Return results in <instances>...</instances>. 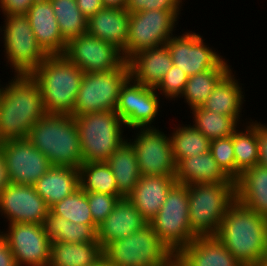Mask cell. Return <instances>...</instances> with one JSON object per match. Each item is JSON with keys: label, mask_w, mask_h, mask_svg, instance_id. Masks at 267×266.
<instances>
[{"label": "cell", "mask_w": 267, "mask_h": 266, "mask_svg": "<svg viewBox=\"0 0 267 266\" xmlns=\"http://www.w3.org/2000/svg\"><path fill=\"white\" fill-rule=\"evenodd\" d=\"M13 76L7 77L0 102V142L27 138L30 129L46 114L38 83L31 75Z\"/></svg>", "instance_id": "cell-1"}, {"label": "cell", "mask_w": 267, "mask_h": 266, "mask_svg": "<svg viewBox=\"0 0 267 266\" xmlns=\"http://www.w3.org/2000/svg\"><path fill=\"white\" fill-rule=\"evenodd\" d=\"M216 236L243 266H260L267 247V218L235 200Z\"/></svg>", "instance_id": "cell-2"}, {"label": "cell", "mask_w": 267, "mask_h": 266, "mask_svg": "<svg viewBox=\"0 0 267 266\" xmlns=\"http://www.w3.org/2000/svg\"><path fill=\"white\" fill-rule=\"evenodd\" d=\"M27 139L48 158L51 166L79 168L83 163L73 115L46 113L30 129Z\"/></svg>", "instance_id": "cell-3"}, {"label": "cell", "mask_w": 267, "mask_h": 266, "mask_svg": "<svg viewBox=\"0 0 267 266\" xmlns=\"http://www.w3.org/2000/svg\"><path fill=\"white\" fill-rule=\"evenodd\" d=\"M46 113L73 115L84 72L64 55L48 56L31 74Z\"/></svg>", "instance_id": "cell-4"}, {"label": "cell", "mask_w": 267, "mask_h": 266, "mask_svg": "<svg viewBox=\"0 0 267 266\" xmlns=\"http://www.w3.org/2000/svg\"><path fill=\"white\" fill-rule=\"evenodd\" d=\"M79 132L83 163L106 162L129 137L115 111L73 115Z\"/></svg>", "instance_id": "cell-5"}, {"label": "cell", "mask_w": 267, "mask_h": 266, "mask_svg": "<svg viewBox=\"0 0 267 266\" xmlns=\"http://www.w3.org/2000/svg\"><path fill=\"white\" fill-rule=\"evenodd\" d=\"M187 186L191 231L197 237L216 236L228 207L236 200L235 182Z\"/></svg>", "instance_id": "cell-6"}, {"label": "cell", "mask_w": 267, "mask_h": 266, "mask_svg": "<svg viewBox=\"0 0 267 266\" xmlns=\"http://www.w3.org/2000/svg\"><path fill=\"white\" fill-rule=\"evenodd\" d=\"M2 16L0 43L3 44L5 66L12 72L10 75H30L48 55L37 43L26 14Z\"/></svg>", "instance_id": "cell-7"}, {"label": "cell", "mask_w": 267, "mask_h": 266, "mask_svg": "<svg viewBox=\"0 0 267 266\" xmlns=\"http://www.w3.org/2000/svg\"><path fill=\"white\" fill-rule=\"evenodd\" d=\"M103 255L111 266H174L176 256L149 223L130 236L109 243Z\"/></svg>", "instance_id": "cell-8"}, {"label": "cell", "mask_w": 267, "mask_h": 266, "mask_svg": "<svg viewBox=\"0 0 267 266\" xmlns=\"http://www.w3.org/2000/svg\"><path fill=\"white\" fill-rule=\"evenodd\" d=\"M188 206V186L175 183L158 213L148 222L175 255L197 237L190 228Z\"/></svg>", "instance_id": "cell-9"}, {"label": "cell", "mask_w": 267, "mask_h": 266, "mask_svg": "<svg viewBox=\"0 0 267 266\" xmlns=\"http://www.w3.org/2000/svg\"><path fill=\"white\" fill-rule=\"evenodd\" d=\"M183 10L138 11L130 13L128 39L122 50L128 61L136 53L165 45L176 34Z\"/></svg>", "instance_id": "cell-10"}, {"label": "cell", "mask_w": 267, "mask_h": 266, "mask_svg": "<svg viewBox=\"0 0 267 266\" xmlns=\"http://www.w3.org/2000/svg\"><path fill=\"white\" fill-rule=\"evenodd\" d=\"M129 77L128 62L113 71L84 73L73 115L115 111L121 86Z\"/></svg>", "instance_id": "cell-11"}, {"label": "cell", "mask_w": 267, "mask_h": 266, "mask_svg": "<svg viewBox=\"0 0 267 266\" xmlns=\"http://www.w3.org/2000/svg\"><path fill=\"white\" fill-rule=\"evenodd\" d=\"M160 128V129H159ZM127 140L135 149L141 176H175L176 163L173 157L169 132L161 127L133 128L128 130Z\"/></svg>", "instance_id": "cell-12"}, {"label": "cell", "mask_w": 267, "mask_h": 266, "mask_svg": "<svg viewBox=\"0 0 267 266\" xmlns=\"http://www.w3.org/2000/svg\"><path fill=\"white\" fill-rule=\"evenodd\" d=\"M164 102L155 88L144 86L129 77L121 86L115 112L128 130L159 127L156 120H160L158 116L162 117L160 112L163 111Z\"/></svg>", "instance_id": "cell-13"}, {"label": "cell", "mask_w": 267, "mask_h": 266, "mask_svg": "<svg viewBox=\"0 0 267 266\" xmlns=\"http://www.w3.org/2000/svg\"><path fill=\"white\" fill-rule=\"evenodd\" d=\"M184 30L186 29L173 35L165 45L168 47L173 65L188 76L216 68L225 59L226 56H222L217 48L206 42L201 33L188 29L183 32Z\"/></svg>", "instance_id": "cell-14"}, {"label": "cell", "mask_w": 267, "mask_h": 266, "mask_svg": "<svg viewBox=\"0 0 267 266\" xmlns=\"http://www.w3.org/2000/svg\"><path fill=\"white\" fill-rule=\"evenodd\" d=\"M63 55L84 73L113 71L127 62L117 46L88 33L70 39Z\"/></svg>", "instance_id": "cell-15"}, {"label": "cell", "mask_w": 267, "mask_h": 266, "mask_svg": "<svg viewBox=\"0 0 267 266\" xmlns=\"http://www.w3.org/2000/svg\"><path fill=\"white\" fill-rule=\"evenodd\" d=\"M6 227V230L0 228V233L8 242L17 266L49 265L51 241L43 225L12 223Z\"/></svg>", "instance_id": "cell-16"}, {"label": "cell", "mask_w": 267, "mask_h": 266, "mask_svg": "<svg viewBox=\"0 0 267 266\" xmlns=\"http://www.w3.org/2000/svg\"><path fill=\"white\" fill-rule=\"evenodd\" d=\"M0 150L13 184L34 186L51 167L48 158L27 138L1 142Z\"/></svg>", "instance_id": "cell-17"}, {"label": "cell", "mask_w": 267, "mask_h": 266, "mask_svg": "<svg viewBox=\"0 0 267 266\" xmlns=\"http://www.w3.org/2000/svg\"><path fill=\"white\" fill-rule=\"evenodd\" d=\"M49 211L50 208L34 186L11 183L0 194V217L6 221L5 224L43 225Z\"/></svg>", "instance_id": "cell-18"}, {"label": "cell", "mask_w": 267, "mask_h": 266, "mask_svg": "<svg viewBox=\"0 0 267 266\" xmlns=\"http://www.w3.org/2000/svg\"><path fill=\"white\" fill-rule=\"evenodd\" d=\"M176 266H243L217 238L199 236L175 256Z\"/></svg>", "instance_id": "cell-19"}, {"label": "cell", "mask_w": 267, "mask_h": 266, "mask_svg": "<svg viewBox=\"0 0 267 266\" xmlns=\"http://www.w3.org/2000/svg\"><path fill=\"white\" fill-rule=\"evenodd\" d=\"M233 69L234 68H232L218 82L213 92L202 104L201 108L222 115L231 116L241 125L249 122L252 118L249 117L243 119L245 112L244 106H246V92H244V84L240 83L241 81L239 78H236V71Z\"/></svg>", "instance_id": "cell-20"}, {"label": "cell", "mask_w": 267, "mask_h": 266, "mask_svg": "<svg viewBox=\"0 0 267 266\" xmlns=\"http://www.w3.org/2000/svg\"><path fill=\"white\" fill-rule=\"evenodd\" d=\"M39 46L48 55H63L67 41L60 33L50 0H36L26 13Z\"/></svg>", "instance_id": "cell-21"}, {"label": "cell", "mask_w": 267, "mask_h": 266, "mask_svg": "<svg viewBox=\"0 0 267 266\" xmlns=\"http://www.w3.org/2000/svg\"><path fill=\"white\" fill-rule=\"evenodd\" d=\"M147 224L128 197L120 198L113 211L98 225L97 240L104 249L109 243L126 238Z\"/></svg>", "instance_id": "cell-22"}, {"label": "cell", "mask_w": 267, "mask_h": 266, "mask_svg": "<svg viewBox=\"0 0 267 266\" xmlns=\"http://www.w3.org/2000/svg\"><path fill=\"white\" fill-rule=\"evenodd\" d=\"M127 62L130 67V77L136 82L152 88L159 85L164 75L173 66L166 45L140 51Z\"/></svg>", "instance_id": "cell-23"}, {"label": "cell", "mask_w": 267, "mask_h": 266, "mask_svg": "<svg viewBox=\"0 0 267 266\" xmlns=\"http://www.w3.org/2000/svg\"><path fill=\"white\" fill-rule=\"evenodd\" d=\"M175 183V176H141L128 199L149 222L158 213Z\"/></svg>", "instance_id": "cell-24"}, {"label": "cell", "mask_w": 267, "mask_h": 266, "mask_svg": "<svg viewBox=\"0 0 267 266\" xmlns=\"http://www.w3.org/2000/svg\"><path fill=\"white\" fill-rule=\"evenodd\" d=\"M129 19L127 9L104 7L88 19L87 33L123 50L128 39Z\"/></svg>", "instance_id": "cell-25"}, {"label": "cell", "mask_w": 267, "mask_h": 266, "mask_svg": "<svg viewBox=\"0 0 267 266\" xmlns=\"http://www.w3.org/2000/svg\"><path fill=\"white\" fill-rule=\"evenodd\" d=\"M175 180L184 185L235 182L221 170L210 151L178 161Z\"/></svg>", "instance_id": "cell-26"}, {"label": "cell", "mask_w": 267, "mask_h": 266, "mask_svg": "<svg viewBox=\"0 0 267 266\" xmlns=\"http://www.w3.org/2000/svg\"><path fill=\"white\" fill-rule=\"evenodd\" d=\"M236 200L267 218V168L256 165L235 181Z\"/></svg>", "instance_id": "cell-27"}, {"label": "cell", "mask_w": 267, "mask_h": 266, "mask_svg": "<svg viewBox=\"0 0 267 266\" xmlns=\"http://www.w3.org/2000/svg\"><path fill=\"white\" fill-rule=\"evenodd\" d=\"M49 208L80 188L78 168L51 166L34 184Z\"/></svg>", "instance_id": "cell-28"}, {"label": "cell", "mask_w": 267, "mask_h": 266, "mask_svg": "<svg viewBox=\"0 0 267 266\" xmlns=\"http://www.w3.org/2000/svg\"><path fill=\"white\" fill-rule=\"evenodd\" d=\"M106 163L110 166L115 177L117 195L121 198L128 197L141 177L136 152L132 144L126 140L108 158Z\"/></svg>", "instance_id": "cell-29"}, {"label": "cell", "mask_w": 267, "mask_h": 266, "mask_svg": "<svg viewBox=\"0 0 267 266\" xmlns=\"http://www.w3.org/2000/svg\"><path fill=\"white\" fill-rule=\"evenodd\" d=\"M229 62V63H228ZM232 69L229 59H225L216 67L201 73L189 76L183 94L178 99H183L189 111L195 107H201L209 95L213 92L218 82Z\"/></svg>", "instance_id": "cell-30"}, {"label": "cell", "mask_w": 267, "mask_h": 266, "mask_svg": "<svg viewBox=\"0 0 267 266\" xmlns=\"http://www.w3.org/2000/svg\"><path fill=\"white\" fill-rule=\"evenodd\" d=\"M102 256L99 242H51L48 266H90Z\"/></svg>", "instance_id": "cell-31"}, {"label": "cell", "mask_w": 267, "mask_h": 266, "mask_svg": "<svg viewBox=\"0 0 267 266\" xmlns=\"http://www.w3.org/2000/svg\"><path fill=\"white\" fill-rule=\"evenodd\" d=\"M45 234L51 242H98L97 224H79L55 215L51 210L44 219Z\"/></svg>", "instance_id": "cell-32"}, {"label": "cell", "mask_w": 267, "mask_h": 266, "mask_svg": "<svg viewBox=\"0 0 267 266\" xmlns=\"http://www.w3.org/2000/svg\"><path fill=\"white\" fill-rule=\"evenodd\" d=\"M174 124L175 127L170 128V139L172 143V151L175 163L183 158H189L210 151L211 141L206 138L191 123ZM177 125V126H176ZM172 129V130H171Z\"/></svg>", "instance_id": "cell-33"}, {"label": "cell", "mask_w": 267, "mask_h": 266, "mask_svg": "<svg viewBox=\"0 0 267 266\" xmlns=\"http://www.w3.org/2000/svg\"><path fill=\"white\" fill-rule=\"evenodd\" d=\"M232 138L237 180L245 170L258 165L257 118L241 124Z\"/></svg>", "instance_id": "cell-34"}, {"label": "cell", "mask_w": 267, "mask_h": 266, "mask_svg": "<svg viewBox=\"0 0 267 266\" xmlns=\"http://www.w3.org/2000/svg\"><path fill=\"white\" fill-rule=\"evenodd\" d=\"M190 112V113H189ZM191 123L210 141L231 136L240 124L231 116L195 107L188 111Z\"/></svg>", "instance_id": "cell-35"}, {"label": "cell", "mask_w": 267, "mask_h": 266, "mask_svg": "<svg viewBox=\"0 0 267 266\" xmlns=\"http://www.w3.org/2000/svg\"><path fill=\"white\" fill-rule=\"evenodd\" d=\"M78 170L80 188L84 192L117 195V183L106 162L82 163Z\"/></svg>", "instance_id": "cell-36"}, {"label": "cell", "mask_w": 267, "mask_h": 266, "mask_svg": "<svg viewBox=\"0 0 267 266\" xmlns=\"http://www.w3.org/2000/svg\"><path fill=\"white\" fill-rule=\"evenodd\" d=\"M60 33L68 42L87 33L88 19L82 14L76 0H50Z\"/></svg>", "instance_id": "cell-37"}, {"label": "cell", "mask_w": 267, "mask_h": 266, "mask_svg": "<svg viewBox=\"0 0 267 266\" xmlns=\"http://www.w3.org/2000/svg\"><path fill=\"white\" fill-rule=\"evenodd\" d=\"M50 210L55 215L61 216L74 223L96 224L90 212L86 192L81 188L54 204Z\"/></svg>", "instance_id": "cell-38"}, {"label": "cell", "mask_w": 267, "mask_h": 266, "mask_svg": "<svg viewBox=\"0 0 267 266\" xmlns=\"http://www.w3.org/2000/svg\"><path fill=\"white\" fill-rule=\"evenodd\" d=\"M210 152L221 170L233 181H236V164L232 135L212 140Z\"/></svg>", "instance_id": "cell-39"}, {"label": "cell", "mask_w": 267, "mask_h": 266, "mask_svg": "<svg viewBox=\"0 0 267 266\" xmlns=\"http://www.w3.org/2000/svg\"><path fill=\"white\" fill-rule=\"evenodd\" d=\"M188 77L189 76L184 71L173 65L164 75L155 90L164 99V101H178L184 92Z\"/></svg>", "instance_id": "cell-40"}, {"label": "cell", "mask_w": 267, "mask_h": 266, "mask_svg": "<svg viewBox=\"0 0 267 266\" xmlns=\"http://www.w3.org/2000/svg\"><path fill=\"white\" fill-rule=\"evenodd\" d=\"M86 196L93 221L97 225H100L105 220L121 198L118 195H109L98 192H86Z\"/></svg>", "instance_id": "cell-41"}, {"label": "cell", "mask_w": 267, "mask_h": 266, "mask_svg": "<svg viewBox=\"0 0 267 266\" xmlns=\"http://www.w3.org/2000/svg\"><path fill=\"white\" fill-rule=\"evenodd\" d=\"M186 0H127L125 9L129 13L149 10H183Z\"/></svg>", "instance_id": "cell-42"}, {"label": "cell", "mask_w": 267, "mask_h": 266, "mask_svg": "<svg viewBox=\"0 0 267 266\" xmlns=\"http://www.w3.org/2000/svg\"><path fill=\"white\" fill-rule=\"evenodd\" d=\"M36 0H0V15L26 14Z\"/></svg>", "instance_id": "cell-43"}, {"label": "cell", "mask_w": 267, "mask_h": 266, "mask_svg": "<svg viewBox=\"0 0 267 266\" xmlns=\"http://www.w3.org/2000/svg\"><path fill=\"white\" fill-rule=\"evenodd\" d=\"M258 165L267 168V123L257 120Z\"/></svg>", "instance_id": "cell-44"}, {"label": "cell", "mask_w": 267, "mask_h": 266, "mask_svg": "<svg viewBox=\"0 0 267 266\" xmlns=\"http://www.w3.org/2000/svg\"><path fill=\"white\" fill-rule=\"evenodd\" d=\"M76 2L78 8L87 19L104 8L102 0H76Z\"/></svg>", "instance_id": "cell-45"}, {"label": "cell", "mask_w": 267, "mask_h": 266, "mask_svg": "<svg viewBox=\"0 0 267 266\" xmlns=\"http://www.w3.org/2000/svg\"><path fill=\"white\" fill-rule=\"evenodd\" d=\"M0 266H17L11 248L0 233Z\"/></svg>", "instance_id": "cell-46"}, {"label": "cell", "mask_w": 267, "mask_h": 266, "mask_svg": "<svg viewBox=\"0 0 267 266\" xmlns=\"http://www.w3.org/2000/svg\"><path fill=\"white\" fill-rule=\"evenodd\" d=\"M11 184L8 169L4 159V154L0 150V194L2 191Z\"/></svg>", "instance_id": "cell-47"}, {"label": "cell", "mask_w": 267, "mask_h": 266, "mask_svg": "<svg viewBox=\"0 0 267 266\" xmlns=\"http://www.w3.org/2000/svg\"><path fill=\"white\" fill-rule=\"evenodd\" d=\"M104 7L125 9L127 0H102Z\"/></svg>", "instance_id": "cell-48"}, {"label": "cell", "mask_w": 267, "mask_h": 266, "mask_svg": "<svg viewBox=\"0 0 267 266\" xmlns=\"http://www.w3.org/2000/svg\"><path fill=\"white\" fill-rule=\"evenodd\" d=\"M90 266H111L106 257L103 255L99 260H97L95 263L91 264Z\"/></svg>", "instance_id": "cell-49"}, {"label": "cell", "mask_w": 267, "mask_h": 266, "mask_svg": "<svg viewBox=\"0 0 267 266\" xmlns=\"http://www.w3.org/2000/svg\"><path fill=\"white\" fill-rule=\"evenodd\" d=\"M7 82H3L0 78V102L2 101V97L5 91V87H6Z\"/></svg>", "instance_id": "cell-50"}, {"label": "cell", "mask_w": 267, "mask_h": 266, "mask_svg": "<svg viewBox=\"0 0 267 266\" xmlns=\"http://www.w3.org/2000/svg\"><path fill=\"white\" fill-rule=\"evenodd\" d=\"M260 266H267V247H266V251L264 253V257H263V260H262Z\"/></svg>", "instance_id": "cell-51"}]
</instances>
